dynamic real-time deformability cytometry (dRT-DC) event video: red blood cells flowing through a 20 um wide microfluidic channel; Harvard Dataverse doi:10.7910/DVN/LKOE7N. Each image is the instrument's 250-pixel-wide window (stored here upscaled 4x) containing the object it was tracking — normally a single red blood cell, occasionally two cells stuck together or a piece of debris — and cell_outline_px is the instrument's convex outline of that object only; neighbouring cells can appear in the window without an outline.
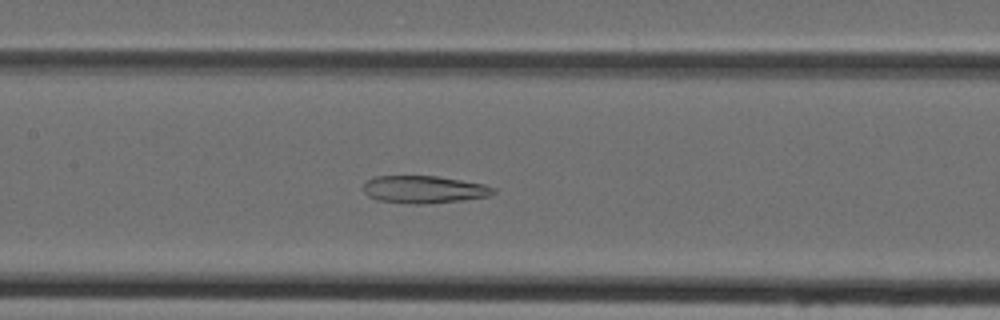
{"species": "Egyptian fruit bat (a non-hibernating species)", "species_latin": "Rousettus aegyptiacus", "temperature_condition": "cold", "stored_images_in_passage": 49, "segment_of_instrument_passage": [1, 2], "camera_frame_rate_fps": 3000, "um_per_image_px": 0.085, "animal": {"sex": "female"}, "frame": {"image": 1, "passage_image": 23, "time_ms": 7.333, "image_size_px": [1000, 320], "cell_outline_px": [[496, 192], [492, 196], [464, 200], [428, 204], [412, 204], [376, 200], [368, 196], [364, 192], [364, 184], [368, 180], [376, 176], [436, 176], [484, 184], [496, 188]], "centroid_in_image_um": [36.08, 16.12], "position_along_channel_um": 171.3, "area_um2": 20.98}}
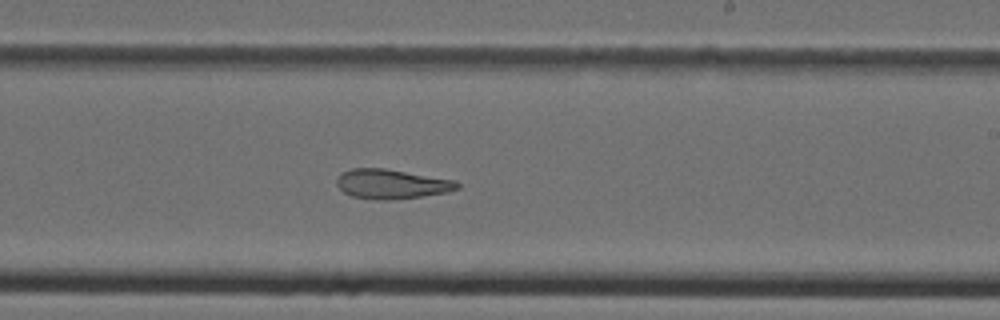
{"frame": {"image": 2, "passage_image": 29, "time_ms": 9.333, "image_size_px": [1000, 320], "cell_outline_px": [[460, 188], [448, 192], [392, 200], [380, 200], [352, 196], [344, 192], [336, 184], [336, 180], [340, 172], [352, 168], [384, 168], [456, 180], [460, 184]], "centroid_in_image_um": [33.28, 15.63], "position_along_channel_um": 255.7, "area_um2": 20.81}}
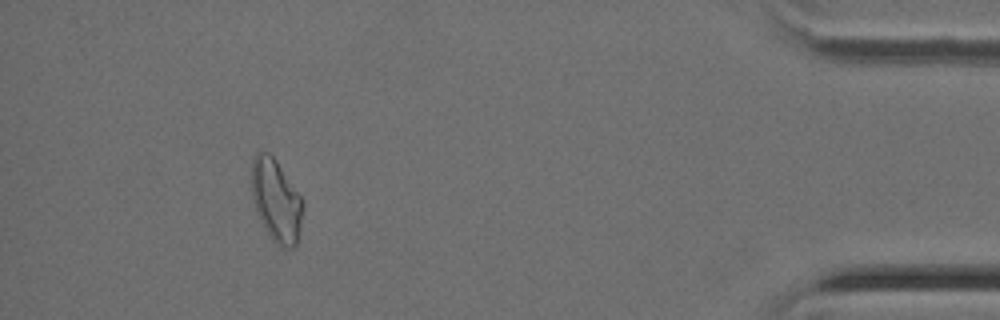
{"frame": {"image": 3, "passage_image": 44, "time_ms": 14.333, "image_size_px": [1000, 320], "cell_outline_px": [[304, 204], [300, 228], [296, 248], [280, 248], [272, 240], [264, 228], [260, 220], [252, 196], [252, 160], [256, 152], [268, 152], [276, 160], [304, 200]], "centroid_in_image_um": [23.5, 17.08], "position_along_channel_um": 411.7, "area_um2": 24.8}}